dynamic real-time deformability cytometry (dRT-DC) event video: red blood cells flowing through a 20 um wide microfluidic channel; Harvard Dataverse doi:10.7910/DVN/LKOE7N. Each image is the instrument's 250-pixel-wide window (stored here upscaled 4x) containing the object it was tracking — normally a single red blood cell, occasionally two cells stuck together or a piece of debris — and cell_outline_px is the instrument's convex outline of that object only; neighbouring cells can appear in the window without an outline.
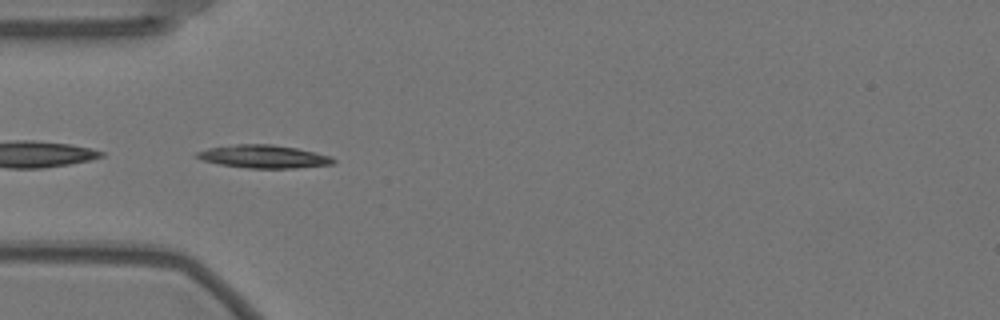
{"species": "Egyptian fruit bat (a non-hibernating species)", "species_latin": "Rousettus aegyptiacus", "temperature_condition": "warm", "stored_images_in_passage": 41, "camera_frame_rate_fps": 3000, "um_per_image_px": 0.085, "animal": {"sex": "female"}, "frame": {"image": 1, "passage_image": 1, "time_ms": 0.0, "image_size_px": [1000, 320], "cell_outline_px": [[336, 160], [332, 164], [296, 168], [248, 168], [220, 164], [204, 160], [196, 156], [196, 152], [208, 148], [236, 144], [272, 144], [296, 148], [316, 152], [332, 156]], "centroid_in_image_um": [22.45, 13.3], "position_along_channel_um": 62.5, "area_um2": 18.21}}
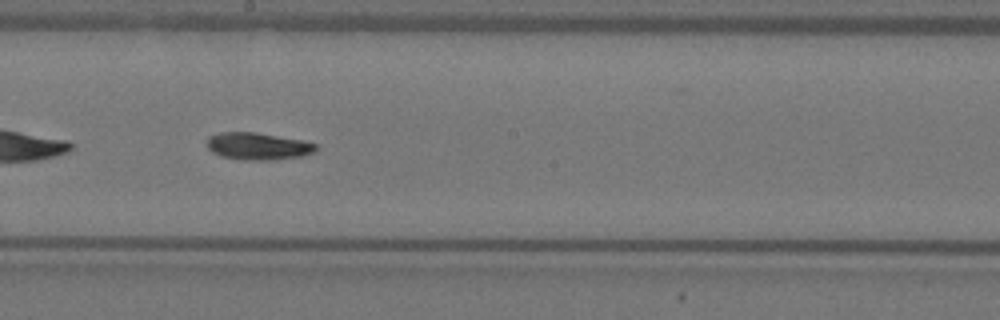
{"frame": {"image": 2, "passage_image": 15, "time_ms": 4.667, "image_size_px": [1000, 320], "cell_outline_px": [[316, 152], [304, 156], [276, 160], [244, 160], [220, 156], [212, 152], [208, 148], [208, 136], [220, 132], [256, 132], [304, 140], [316, 144]], "centroid_in_image_um": [21.95, 12.43], "position_along_channel_um": 226.2, "area_um2": 17.51}}
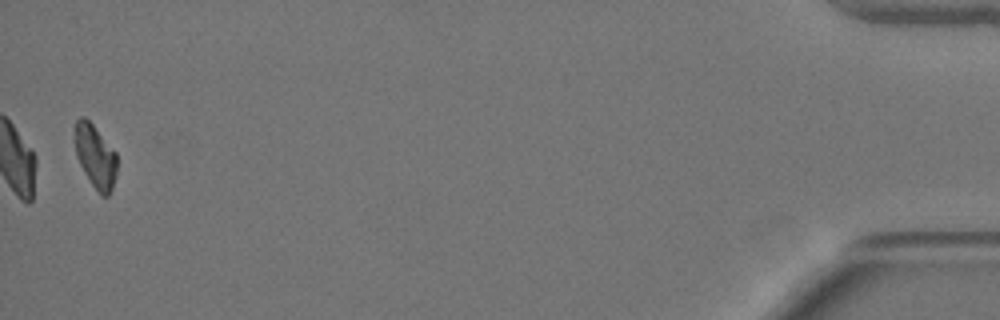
{"frame": {"image": 3, "passage_image": 40, "time_ms": 13.0, "image_size_px": [1000, 320], "cell_outline_px": [[116, 176], [112, 188], [108, 196], [100, 196], [84, 172], [76, 156], [76, 120], [80, 116], [84, 116], [92, 124], [116, 152]], "centroid_in_image_um": [8.12, 13.32], "position_along_channel_um": 427.1, "area_um2": 15.26}, "authors_computed_cell_mechanics": {"area_um2": 16.8198, "velocity_mm_per_s": 3.5095, "shape_relaxation_time_tau1_ms": 4.1533, "shape_relaxation_time_tau2_ms": null, "deformation_change_tau1": 0.1724, "deformation_change_tau2": null}}